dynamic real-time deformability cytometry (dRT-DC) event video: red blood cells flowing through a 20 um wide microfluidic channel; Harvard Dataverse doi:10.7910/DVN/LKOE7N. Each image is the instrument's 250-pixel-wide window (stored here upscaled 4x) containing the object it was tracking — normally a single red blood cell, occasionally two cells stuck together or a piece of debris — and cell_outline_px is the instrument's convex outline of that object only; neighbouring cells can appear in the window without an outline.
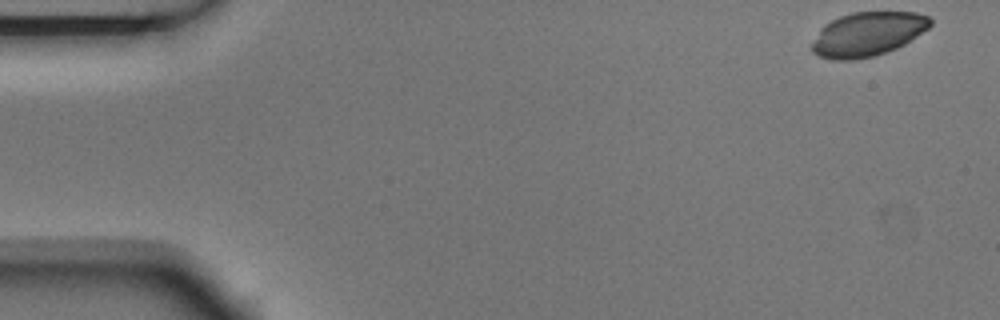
{"species": "Egyptian fruit bat (a non-hibernating species)", "species_latin": "Rousettus aegyptiacus", "temperature_condition": "room temperature", "stored_images_in_passage": 5, "camera_frame_rate_fps": 3000, "um_per_image_px": 0.085, "animal": {"sex": "male"}, "frame": {"image": 1, "passage_image": 1, "time_ms": 0.0, "image_size_px": [1000, 320], "cell_outline_px": [[932, 24], [928, 28], [904, 44], [896, 48], [876, 56], [852, 60], [832, 60], [820, 56], [812, 52], [812, 44], [820, 28], [824, 24], [840, 16], [852, 12], [916, 12], [928, 16], [932, 20]], "centroid_in_image_um": [73.74, 2.9], "position_along_channel_um": 11.3, "area_um2": 30.4}}